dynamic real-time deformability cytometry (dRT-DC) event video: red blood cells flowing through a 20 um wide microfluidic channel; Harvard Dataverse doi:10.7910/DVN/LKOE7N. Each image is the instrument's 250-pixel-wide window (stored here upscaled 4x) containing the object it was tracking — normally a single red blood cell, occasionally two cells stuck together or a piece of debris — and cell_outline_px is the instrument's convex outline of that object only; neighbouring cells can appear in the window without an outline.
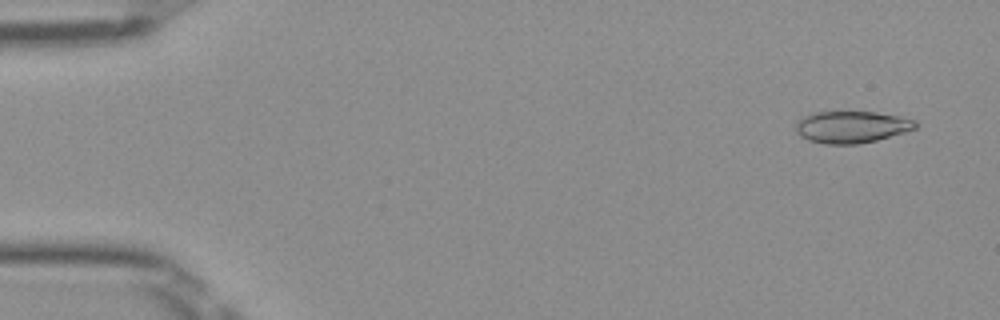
{"species": "Egyptian fruit bat (a non-hibernating species)", "species_latin": "Rousettus aegyptiacus", "temperature_condition": "room temperature", "stored_images_in_passage": 51, "camera_frame_rate_fps": 3000, "um_per_image_px": 0.085, "frame": {"image": 1, "passage_image": 3, "time_ms": 0.667, "image_size_px": [1000, 320], "cell_outline_px": [[920, 124], [916, 128], [904, 132], [876, 140], [860, 144], [824, 144], [808, 140], [800, 136], [796, 132], [796, 124], [804, 116], [816, 112], [876, 112], [916, 120]], "centroid_in_image_um": [72.39, 10.8], "position_along_channel_um": 12.6, "area_um2": 22.14}}
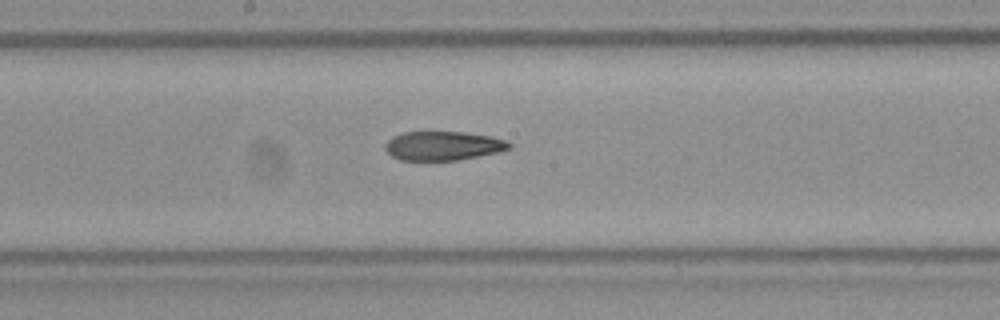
{"frame": {"image": 2, "passage_image": 27, "time_ms": 8.667, "image_size_px": [1000, 320], "cell_outline_px": [[512, 148], [500, 152], [456, 160], [400, 160], [392, 156], [384, 148], [384, 144], [392, 136], [400, 132], [464, 132], [492, 136], [508, 140], [512, 144]], "centroid_in_image_um": [37.69, 12.38], "position_along_channel_um": 210.5, "area_um2": 21.21}}
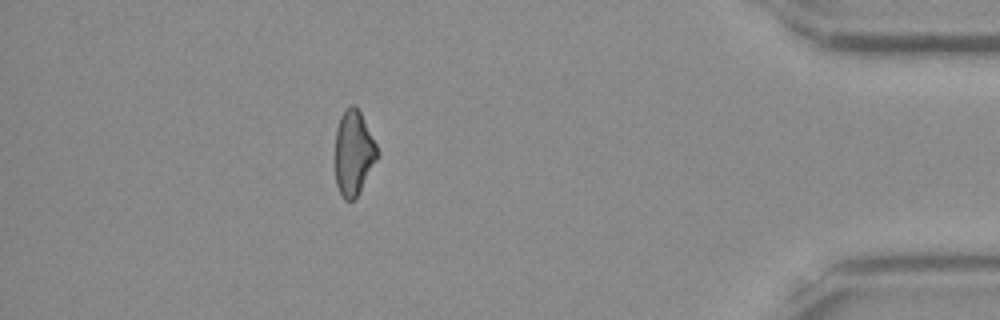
{"frame": {"image": 3, "passage_image": 45, "time_ms": 14.667, "image_size_px": [1000, 320], "cell_outline_px": [[380, 156], [356, 196], [352, 200], [344, 200], [336, 184], [336, 128], [340, 116], [344, 108], [352, 104], [356, 104], [380, 152]], "centroid_in_image_um": [30.07, 12.95], "position_along_channel_um": 405.1, "area_um2": 20.81}, "authors_computed_cell_mechanics": {"area_um2": 22.3686, "velocity_mm_per_s": 4.0176, "shape_relaxation_time_tau1_ms": null, "shape_relaxation_time_tau2_ms": 6.7438, "deformation_change_tau1": null, "deformation_change_tau2": 0.1627}}